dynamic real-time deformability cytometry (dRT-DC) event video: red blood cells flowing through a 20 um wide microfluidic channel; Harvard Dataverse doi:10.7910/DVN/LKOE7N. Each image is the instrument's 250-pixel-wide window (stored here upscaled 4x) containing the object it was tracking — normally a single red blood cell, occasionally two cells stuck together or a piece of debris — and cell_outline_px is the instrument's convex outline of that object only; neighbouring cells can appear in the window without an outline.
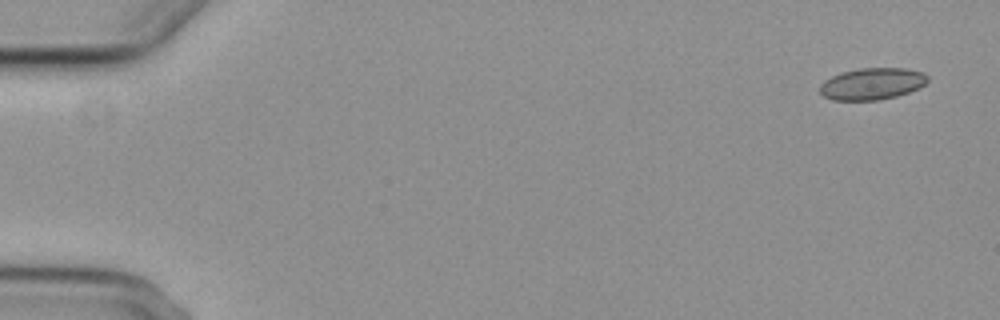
{"species": "common noctule bat (a hibernating species)", "species_latin": "Nyctalus noctula", "temperature_condition": "cold", "stored_images_in_passage": 6, "camera_frame_rate_fps": 3000, "um_per_image_px": 0.085, "animal": {"sex": "female", "body_mass_g": 29.2, "forearm_length_mm": 56.3}, "frame": {"image": 1, "passage_image": 1, "time_ms": 0.0, "image_size_px": [1000, 320], "cell_outline_px": [[928, 80], [920, 88], [896, 96], [880, 100], [832, 100], [824, 96], [820, 92], [820, 84], [824, 80], [840, 72], [860, 68], [904, 68], [924, 72], [928, 76]], "centroid_in_image_um": [74.13, 7.12], "position_along_channel_um": 10.9, "area_um2": 20.06}}
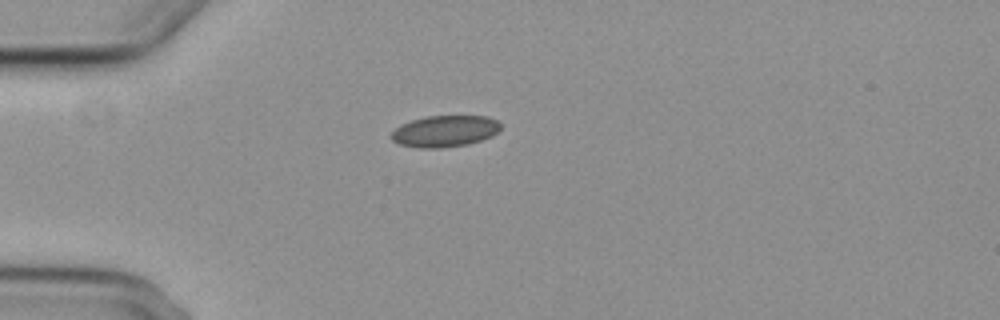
{"frame": {"image": 2, "passage_image": 4, "time_ms": 4.333, "image_size_px": [1000, 320], "cell_outline_px": [[500, 128], [492, 136], [468, 144], [440, 148], [420, 148], [400, 144], [392, 140], [388, 136], [400, 124], [412, 120], [428, 116], [488, 116], [496, 120], [500, 124]], "centroid_in_image_um": [37.78, 11.15], "position_along_channel_um": 47.2, "area_um2": 20.0}}
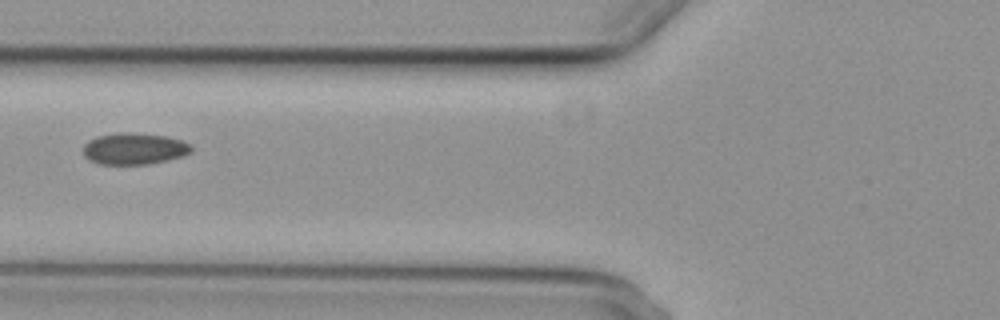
{"frame": {"image": 3, "passage_image": 6, "time_ms": 6.667, "image_size_px": [1000, 320], "cell_outline_px": [[192, 152], [184, 156], [168, 160], [148, 164], [100, 164], [88, 160], [84, 156], [84, 144], [88, 140], [96, 136], [120, 132], [124, 132], [164, 136], [180, 140], [188, 144], [192, 148]], "centroid_in_image_um": [11.38, 12.65], "position_along_channel_um": 114.4, "area_um2": 19.83}}